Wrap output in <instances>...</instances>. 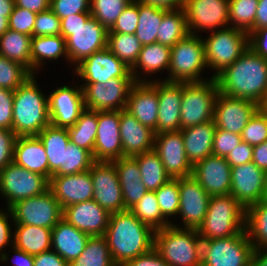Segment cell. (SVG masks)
<instances>
[{
	"mask_svg": "<svg viewBox=\"0 0 267 266\" xmlns=\"http://www.w3.org/2000/svg\"><path fill=\"white\" fill-rule=\"evenodd\" d=\"M49 189L62 209L93 199V182L89 170L70 175L51 176Z\"/></svg>",
	"mask_w": 267,
	"mask_h": 266,
	"instance_id": "obj_25",
	"label": "cell"
},
{
	"mask_svg": "<svg viewBox=\"0 0 267 266\" xmlns=\"http://www.w3.org/2000/svg\"><path fill=\"white\" fill-rule=\"evenodd\" d=\"M259 110L267 117V95L259 104Z\"/></svg>",
	"mask_w": 267,
	"mask_h": 266,
	"instance_id": "obj_72",
	"label": "cell"
},
{
	"mask_svg": "<svg viewBox=\"0 0 267 266\" xmlns=\"http://www.w3.org/2000/svg\"><path fill=\"white\" fill-rule=\"evenodd\" d=\"M153 150L158 154L171 178L192 175L193 166L187 159L181 131L155 134Z\"/></svg>",
	"mask_w": 267,
	"mask_h": 266,
	"instance_id": "obj_18",
	"label": "cell"
},
{
	"mask_svg": "<svg viewBox=\"0 0 267 266\" xmlns=\"http://www.w3.org/2000/svg\"><path fill=\"white\" fill-rule=\"evenodd\" d=\"M241 135L216 128L213 139L212 154L226 157L235 147L242 143Z\"/></svg>",
	"mask_w": 267,
	"mask_h": 266,
	"instance_id": "obj_55",
	"label": "cell"
},
{
	"mask_svg": "<svg viewBox=\"0 0 267 266\" xmlns=\"http://www.w3.org/2000/svg\"><path fill=\"white\" fill-rule=\"evenodd\" d=\"M31 75L21 64L0 55V88L15 91Z\"/></svg>",
	"mask_w": 267,
	"mask_h": 266,
	"instance_id": "obj_49",
	"label": "cell"
},
{
	"mask_svg": "<svg viewBox=\"0 0 267 266\" xmlns=\"http://www.w3.org/2000/svg\"><path fill=\"white\" fill-rule=\"evenodd\" d=\"M90 235L62 218L51 231V248L66 262L76 259L84 250Z\"/></svg>",
	"mask_w": 267,
	"mask_h": 266,
	"instance_id": "obj_29",
	"label": "cell"
},
{
	"mask_svg": "<svg viewBox=\"0 0 267 266\" xmlns=\"http://www.w3.org/2000/svg\"><path fill=\"white\" fill-rule=\"evenodd\" d=\"M62 86L52 91L48 97L50 122L56 127L69 128L85 110L83 90Z\"/></svg>",
	"mask_w": 267,
	"mask_h": 266,
	"instance_id": "obj_22",
	"label": "cell"
},
{
	"mask_svg": "<svg viewBox=\"0 0 267 266\" xmlns=\"http://www.w3.org/2000/svg\"><path fill=\"white\" fill-rule=\"evenodd\" d=\"M13 163L48 179V157L37 136H18L14 145Z\"/></svg>",
	"mask_w": 267,
	"mask_h": 266,
	"instance_id": "obj_31",
	"label": "cell"
},
{
	"mask_svg": "<svg viewBox=\"0 0 267 266\" xmlns=\"http://www.w3.org/2000/svg\"><path fill=\"white\" fill-rule=\"evenodd\" d=\"M33 266H69L57 252L48 250L40 254L34 255Z\"/></svg>",
	"mask_w": 267,
	"mask_h": 266,
	"instance_id": "obj_62",
	"label": "cell"
},
{
	"mask_svg": "<svg viewBox=\"0 0 267 266\" xmlns=\"http://www.w3.org/2000/svg\"><path fill=\"white\" fill-rule=\"evenodd\" d=\"M31 39L32 36L8 29L0 36V55L21 64L31 73Z\"/></svg>",
	"mask_w": 267,
	"mask_h": 266,
	"instance_id": "obj_36",
	"label": "cell"
},
{
	"mask_svg": "<svg viewBox=\"0 0 267 266\" xmlns=\"http://www.w3.org/2000/svg\"><path fill=\"white\" fill-rule=\"evenodd\" d=\"M179 211L184 228L198 227L203 223L208 209L210 196L192 176L178 178Z\"/></svg>",
	"mask_w": 267,
	"mask_h": 266,
	"instance_id": "obj_20",
	"label": "cell"
},
{
	"mask_svg": "<svg viewBox=\"0 0 267 266\" xmlns=\"http://www.w3.org/2000/svg\"><path fill=\"white\" fill-rule=\"evenodd\" d=\"M65 55L68 59L66 50V40L61 35L34 36L31 39V74L42 66V61L56 60ZM37 68V69H36Z\"/></svg>",
	"mask_w": 267,
	"mask_h": 266,
	"instance_id": "obj_37",
	"label": "cell"
},
{
	"mask_svg": "<svg viewBox=\"0 0 267 266\" xmlns=\"http://www.w3.org/2000/svg\"><path fill=\"white\" fill-rule=\"evenodd\" d=\"M253 251L245 230L227 238L202 240L201 266H251Z\"/></svg>",
	"mask_w": 267,
	"mask_h": 266,
	"instance_id": "obj_9",
	"label": "cell"
},
{
	"mask_svg": "<svg viewBox=\"0 0 267 266\" xmlns=\"http://www.w3.org/2000/svg\"><path fill=\"white\" fill-rule=\"evenodd\" d=\"M52 35H61V20L49 8L45 11L37 13L33 29V37Z\"/></svg>",
	"mask_w": 267,
	"mask_h": 266,
	"instance_id": "obj_52",
	"label": "cell"
},
{
	"mask_svg": "<svg viewBox=\"0 0 267 266\" xmlns=\"http://www.w3.org/2000/svg\"><path fill=\"white\" fill-rule=\"evenodd\" d=\"M91 0H50V9L60 18L90 12Z\"/></svg>",
	"mask_w": 267,
	"mask_h": 266,
	"instance_id": "obj_56",
	"label": "cell"
},
{
	"mask_svg": "<svg viewBox=\"0 0 267 266\" xmlns=\"http://www.w3.org/2000/svg\"><path fill=\"white\" fill-rule=\"evenodd\" d=\"M171 58V47L162 45L161 43H153L143 45L139 53L135 65L130 69L136 82H145L137 75L136 68L142 69L141 71L150 73H157L164 69H169ZM139 76V77H137Z\"/></svg>",
	"mask_w": 267,
	"mask_h": 266,
	"instance_id": "obj_35",
	"label": "cell"
},
{
	"mask_svg": "<svg viewBox=\"0 0 267 266\" xmlns=\"http://www.w3.org/2000/svg\"><path fill=\"white\" fill-rule=\"evenodd\" d=\"M14 91L0 88V129L12 130Z\"/></svg>",
	"mask_w": 267,
	"mask_h": 266,
	"instance_id": "obj_57",
	"label": "cell"
},
{
	"mask_svg": "<svg viewBox=\"0 0 267 266\" xmlns=\"http://www.w3.org/2000/svg\"><path fill=\"white\" fill-rule=\"evenodd\" d=\"M142 46L135 34L108 32L107 48L130 69L135 65Z\"/></svg>",
	"mask_w": 267,
	"mask_h": 266,
	"instance_id": "obj_44",
	"label": "cell"
},
{
	"mask_svg": "<svg viewBox=\"0 0 267 266\" xmlns=\"http://www.w3.org/2000/svg\"><path fill=\"white\" fill-rule=\"evenodd\" d=\"M183 8L189 34L229 26V0H186Z\"/></svg>",
	"mask_w": 267,
	"mask_h": 266,
	"instance_id": "obj_16",
	"label": "cell"
},
{
	"mask_svg": "<svg viewBox=\"0 0 267 266\" xmlns=\"http://www.w3.org/2000/svg\"><path fill=\"white\" fill-rule=\"evenodd\" d=\"M89 171L93 182V199L110 214L126 210L114 163L95 161Z\"/></svg>",
	"mask_w": 267,
	"mask_h": 266,
	"instance_id": "obj_14",
	"label": "cell"
},
{
	"mask_svg": "<svg viewBox=\"0 0 267 266\" xmlns=\"http://www.w3.org/2000/svg\"><path fill=\"white\" fill-rule=\"evenodd\" d=\"M141 222L149 225L154 231L171 225L162 215L155 191H148L129 209Z\"/></svg>",
	"mask_w": 267,
	"mask_h": 266,
	"instance_id": "obj_45",
	"label": "cell"
},
{
	"mask_svg": "<svg viewBox=\"0 0 267 266\" xmlns=\"http://www.w3.org/2000/svg\"><path fill=\"white\" fill-rule=\"evenodd\" d=\"M14 5V0H0V14H3L9 18Z\"/></svg>",
	"mask_w": 267,
	"mask_h": 266,
	"instance_id": "obj_70",
	"label": "cell"
},
{
	"mask_svg": "<svg viewBox=\"0 0 267 266\" xmlns=\"http://www.w3.org/2000/svg\"><path fill=\"white\" fill-rule=\"evenodd\" d=\"M141 173V181L148 191H156L171 177L166 173L158 154L152 150L133 156Z\"/></svg>",
	"mask_w": 267,
	"mask_h": 266,
	"instance_id": "obj_40",
	"label": "cell"
},
{
	"mask_svg": "<svg viewBox=\"0 0 267 266\" xmlns=\"http://www.w3.org/2000/svg\"><path fill=\"white\" fill-rule=\"evenodd\" d=\"M112 162L122 189L124 208L129 210L148 190L141 181L140 169L134 157L124 156Z\"/></svg>",
	"mask_w": 267,
	"mask_h": 266,
	"instance_id": "obj_30",
	"label": "cell"
},
{
	"mask_svg": "<svg viewBox=\"0 0 267 266\" xmlns=\"http://www.w3.org/2000/svg\"><path fill=\"white\" fill-rule=\"evenodd\" d=\"M215 78L220 93L259 105L267 95V59L248 47Z\"/></svg>",
	"mask_w": 267,
	"mask_h": 266,
	"instance_id": "obj_1",
	"label": "cell"
},
{
	"mask_svg": "<svg viewBox=\"0 0 267 266\" xmlns=\"http://www.w3.org/2000/svg\"><path fill=\"white\" fill-rule=\"evenodd\" d=\"M245 209L265 199V172L253 162L231 167V190Z\"/></svg>",
	"mask_w": 267,
	"mask_h": 266,
	"instance_id": "obj_19",
	"label": "cell"
},
{
	"mask_svg": "<svg viewBox=\"0 0 267 266\" xmlns=\"http://www.w3.org/2000/svg\"><path fill=\"white\" fill-rule=\"evenodd\" d=\"M132 0H91V16L110 30Z\"/></svg>",
	"mask_w": 267,
	"mask_h": 266,
	"instance_id": "obj_48",
	"label": "cell"
},
{
	"mask_svg": "<svg viewBox=\"0 0 267 266\" xmlns=\"http://www.w3.org/2000/svg\"><path fill=\"white\" fill-rule=\"evenodd\" d=\"M9 209L15 224L52 229L63 218V209L50 189L38 196L19 200Z\"/></svg>",
	"mask_w": 267,
	"mask_h": 266,
	"instance_id": "obj_11",
	"label": "cell"
},
{
	"mask_svg": "<svg viewBox=\"0 0 267 266\" xmlns=\"http://www.w3.org/2000/svg\"><path fill=\"white\" fill-rule=\"evenodd\" d=\"M134 78H112L106 83L80 85L83 90L84 106L93 111H115L126 108Z\"/></svg>",
	"mask_w": 267,
	"mask_h": 266,
	"instance_id": "obj_13",
	"label": "cell"
},
{
	"mask_svg": "<svg viewBox=\"0 0 267 266\" xmlns=\"http://www.w3.org/2000/svg\"><path fill=\"white\" fill-rule=\"evenodd\" d=\"M37 137L44 145L48 157V180L63 166L64 149H67L70 137L67 128L52 124L44 128Z\"/></svg>",
	"mask_w": 267,
	"mask_h": 266,
	"instance_id": "obj_33",
	"label": "cell"
},
{
	"mask_svg": "<svg viewBox=\"0 0 267 266\" xmlns=\"http://www.w3.org/2000/svg\"><path fill=\"white\" fill-rule=\"evenodd\" d=\"M138 1L132 0L131 3L124 9L121 15L108 32L135 34L138 26Z\"/></svg>",
	"mask_w": 267,
	"mask_h": 266,
	"instance_id": "obj_54",
	"label": "cell"
},
{
	"mask_svg": "<svg viewBox=\"0 0 267 266\" xmlns=\"http://www.w3.org/2000/svg\"><path fill=\"white\" fill-rule=\"evenodd\" d=\"M189 34L184 8L169 9L164 15L157 33V43L173 47Z\"/></svg>",
	"mask_w": 267,
	"mask_h": 266,
	"instance_id": "obj_41",
	"label": "cell"
},
{
	"mask_svg": "<svg viewBox=\"0 0 267 266\" xmlns=\"http://www.w3.org/2000/svg\"><path fill=\"white\" fill-rule=\"evenodd\" d=\"M119 266H169V264L152 248L149 252L123 262Z\"/></svg>",
	"mask_w": 267,
	"mask_h": 266,
	"instance_id": "obj_60",
	"label": "cell"
},
{
	"mask_svg": "<svg viewBox=\"0 0 267 266\" xmlns=\"http://www.w3.org/2000/svg\"><path fill=\"white\" fill-rule=\"evenodd\" d=\"M167 11V9L159 8L150 4H144L138 1L139 19L135 36L142 45L157 42L158 29L163 20V15Z\"/></svg>",
	"mask_w": 267,
	"mask_h": 266,
	"instance_id": "obj_39",
	"label": "cell"
},
{
	"mask_svg": "<svg viewBox=\"0 0 267 266\" xmlns=\"http://www.w3.org/2000/svg\"><path fill=\"white\" fill-rule=\"evenodd\" d=\"M265 199L267 200V171L265 172Z\"/></svg>",
	"mask_w": 267,
	"mask_h": 266,
	"instance_id": "obj_73",
	"label": "cell"
},
{
	"mask_svg": "<svg viewBox=\"0 0 267 266\" xmlns=\"http://www.w3.org/2000/svg\"><path fill=\"white\" fill-rule=\"evenodd\" d=\"M257 7L258 0H229V23L249 35L253 32Z\"/></svg>",
	"mask_w": 267,
	"mask_h": 266,
	"instance_id": "obj_47",
	"label": "cell"
},
{
	"mask_svg": "<svg viewBox=\"0 0 267 266\" xmlns=\"http://www.w3.org/2000/svg\"><path fill=\"white\" fill-rule=\"evenodd\" d=\"M246 209L231 194L211 196L203 223L197 231L202 240L227 238L245 230Z\"/></svg>",
	"mask_w": 267,
	"mask_h": 266,
	"instance_id": "obj_6",
	"label": "cell"
},
{
	"mask_svg": "<svg viewBox=\"0 0 267 266\" xmlns=\"http://www.w3.org/2000/svg\"><path fill=\"white\" fill-rule=\"evenodd\" d=\"M192 176L210 197L230 194L231 166L225 157L211 154L193 166Z\"/></svg>",
	"mask_w": 267,
	"mask_h": 266,
	"instance_id": "obj_24",
	"label": "cell"
},
{
	"mask_svg": "<svg viewBox=\"0 0 267 266\" xmlns=\"http://www.w3.org/2000/svg\"><path fill=\"white\" fill-rule=\"evenodd\" d=\"M267 27V0H258L253 31Z\"/></svg>",
	"mask_w": 267,
	"mask_h": 266,
	"instance_id": "obj_66",
	"label": "cell"
},
{
	"mask_svg": "<svg viewBox=\"0 0 267 266\" xmlns=\"http://www.w3.org/2000/svg\"><path fill=\"white\" fill-rule=\"evenodd\" d=\"M245 231L254 249L267 248V200L246 209Z\"/></svg>",
	"mask_w": 267,
	"mask_h": 266,
	"instance_id": "obj_38",
	"label": "cell"
},
{
	"mask_svg": "<svg viewBox=\"0 0 267 266\" xmlns=\"http://www.w3.org/2000/svg\"><path fill=\"white\" fill-rule=\"evenodd\" d=\"M218 93L215 77L208 81L183 83L180 130L212 121Z\"/></svg>",
	"mask_w": 267,
	"mask_h": 266,
	"instance_id": "obj_8",
	"label": "cell"
},
{
	"mask_svg": "<svg viewBox=\"0 0 267 266\" xmlns=\"http://www.w3.org/2000/svg\"><path fill=\"white\" fill-rule=\"evenodd\" d=\"M207 66L203 39L188 34L171 47L169 77L164 81L190 83L206 81L200 74Z\"/></svg>",
	"mask_w": 267,
	"mask_h": 266,
	"instance_id": "obj_7",
	"label": "cell"
},
{
	"mask_svg": "<svg viewBox=\"0 0 267 266\" xmlns=\"http://www.w3.org/2000/svg\"><path fill=\"white\" fill-rule=\"evenodd\" d=\"M67 130L72 143L88 150L93 155L98 130V111L85 109L75 124Z\"/></svg>",
	"mask_w": 267,
	"mask_h": 266,
	"instance_id": "obj_42",
	"label": "cell"
},
{
	"mask_svg": "<svg viewBox=\"0 0 267 266\" xmlns=\"http://www.w3.org/2000/svg\"><path fill=\"white\" fill-rule=\"evenodd\" d=\"M32 74L14 91L12 131L18 136H37L51 124L48 97L40 92Z\"/></svg>",
	"mask_w": 267,
	"mask_h": 266,
	"instance_id": "obj_4",
	"label": "cell"
},
{
	"mask_svg": "<svg viewBox=\"0 0 267 266\" xmlns=\"http://www.w3.org/2000/svg\"><path fill=\"white\" fill-rule=\"evenodd\" d=\"M75 72L87 81L86 84L106 83L112 78H134L130 68L107 47L84 59L76 66Z\"/></svg>",
	"mask_w": 267,
	"mask_h": 266,
	"instance_id": "obj_17",
	"label": "cell"
},
{
	"mask_svg": "<svg viewBox=\"0 0 267 266\" xmlns=\"http://www.w3.org/2000/svg\"><path fill=\"white\" fill-rule=\"evenodd\" d=\"M16 230L11 245L31 255L51 250V228L15 224Z\"/></svg>",
	"mask_w": 267,
	"mask_h": 266,
	"instance_id": "obj_34",
	"label": "cell"
},
{
	"mask_svg": "<svg viewBox=\"0 0 267 266\" xmlns=\"http://www.w3.org/2000/svg\"><path fill=\"white\" fill-rule=\"evenodd\" d=\"M120 137L123 157H133L154 149V131L141 124L125 109L120 110Z\"/></svg>",
	"mask_w": 267,
	"mask_h": 266,
	"instance_id": "obj_28",
	"label": "cell"
},
{
	"mask_svg": "<svg viewBox=\"0 0 267 266\" xmlns=\"http://www.w3.org/2000/svg\"><path fill=\"white\" fill-rule=\"evenodd\" d=\"M154 230L130 210L112 213L104 237L114 263H121L149 252L154 246Z\"/></svg>",
	"mask_w": 267,
	"mask_h": 266,
	"instance_id": "obj_2",
	"label": "cell"
},
{
	"mask_svg": "<svg viewBox=\"0 0 267 266\" xmlns=\"http://www.w3.org/2000/svg\"><path fill=\"white\" fill-rule=\"evenodd\" d=\"M263 250L264 253H263ZM251 266H267V248L266 249H254L252 254Z\"/></svg>",
	"mask_w": 267,
	"mask_h": 266,
	"instance_id": "obj_69",
	"label": "cell"
},
{
	"mask_svg": "<svg viewBox=\"0 0 267 266\" xmlns=\"http://www.w3.org/2000/svg\"><path fill=\"white\" fill-rule=\"evenodd\" d=\"M253 157V146L246 142L240 143L235 147L225 159L231 167L246 164L252 162Z\"/></svg>",
	"mask_w": 267,
	"mask_h": 266,
	"instance_id": "obj_59",
	"label": "cell"
},
{
	"mask_svg": "<svg viewBox=\"0 0 267 266\" xmlns=\"http://www.w3.org/2000/svg\"><path fill=\"white\" fill-rule=\"evenodd\" d=\"M9 29V19L3 14H0V36Z\"/></svg>",
	"mask_w": 267,
	"mask_h": 266,
	"instance_id": "obj_71",
	"label": "cell"
},
{
	"mask_svg": "<svg viewBox=\"0 0 267 266\" xmlns=\"http://www.w3.org/2000/svg\"><path fill=\"white\" fill-rule=\"evenodd\" d=\"M157 202L162 215L166 218L178 215L179 211V185L178 178H171L155 191Z\"/></svg>",
	"mask_w": 267,
	"mask_h": 266,
	"instance_id": "obj_50",
	"label": "cell"
},
{
	"mask_svg": "<svg viewBox=\"0 0 267 266\" xmlns=\"http://www.w3.org/2000/svg\"><path fill=\"white\" fill-rule=\"evenodd\" d=\"M110 215L94 199L69 205L63 209V218L90 236H104Z\"/></svg>",
	"mask_w": 267,
	"mask_h": 266,
	"instance_id": "obj_26",
	"label": "cell"
},
{
	"mask_svg": "<svg viewBox=\"0 0 267 266\" xmlns=\"http://www.w3.org/2000/svg\"><path fill=\"white\" fill-rule=\"evenodd\" d=\"M233 25L232 23L229 27L214 30L203 40L207 68L211 67L217 71L212 77H216L233 64L249 47L248 33L232 27Z\"/></svg>",
	"mask_w": 267,
	"mask_h": 266,
	"instance_id": "obj_10",
	"label": "cell"
},
{
	"mask_svg": "<svg viewBox=\"0 0 267 266\" xmlns=\"http://www.w3.org/2000/svg\"><path fill=\"white\" fill-rule=\"evenodd\" d=\"M259 105L251 100L218 93L214 103L213 121L218 129L241 135Z\"/></svg>",
	"mask_w": 267,
	"mask_h": 266,
	"instance_id": "obj_15",
	"label": "cell"
},
{
	"mask_svg": "<svg viewBox=\"0 0 267 266\" xmlns=\"http://www.w3.org/2000/svg\"><path fill=\"white\" fill-rule=\"evenodd\" d=\"M17 136L12 130L0 129V170L13 162Z\"/></svg>",
	"mask_w": 267,
	"mask_h": 266,
	"instance_id": "obj_58",
	"label": "cell"
},
{
	"mask_svg": "<svg viewBox=\"0 0 267 266\" xmlns=\"http://www.w3.org/2000/svg\"><path fill=\"white\" fill-rule=\"evenodd\" d=\"M60 20L69 62L77 66L107 47L108 30L91 16V12L72 14Z\"/></svg>",
	"mask_w": 267,
	"mask_h": 266,
	"instance_id": "obj_3",
	"label": "cell"
},
{
	"mask_svg": "<svg viewBox=\"0 0 267 266\" xmlns=\"http://www.w3.org/2000/svg\"><path fill=\"white\" fill-rule=\"evenodd\" d=\"M158 81L136 82L130 90L125 110L157 134Z\"/></svg>",
	"mask_w": 267,
	"mask_h": 266,
	"instance_id": "obj_23",
	"label": "cell"
},
{
	"mask_svg": "<svg viewBox=\"0 0 267 266\" xmlns=\"http://www.w3.org/2000/svg\"><path fill=\"white\" fill-rule=\"evenodd\" d=\"M49 189V180L13 162L0 170V193L7 199L8 208L15 202L38 196Z\"/></svg>",
	"mask_w": 267,
	"mask_h": 266,
	"instance_id": "obj_12",
	"label": "cell"
},
{
	"mask_svg": "<svg viewBox=\"0 0 267 266\" xmlns=\"http://www.w3.org/2000/svg\"><path fill=\"white\" fill-rule=\"evenodd\" d=\"M248 45L256 54L267 59V27L251 32L248 35Z\"/></svg>",
	"mask_w": 267,
	"mask_h": 266,
	"instance_id": "obj_61",
	"label": "cell"
},
{
	"mask_svg": "<svg viewBox=\"0 0 267 266\" xmlns=\"http://www.w3.org/2000/svg\"><path fill=\"white\" fill-rule=\"evenodd\" d=\"M69 266H117L104 236H90L83 252Z\"/></svg>",
	"mask_w": 267,
	"mask_h": 266,
	"instance_id": "obj_43",
	"label": "cell"
},
{
	"mask_svg": "<svg viewBox=\"0 0 267 266\" xmlns=\"http://www.w3.org/2000/svg\"><path fill=\"white\" fill-rule=\"evenodd\" d=\"M7 209L9 212L7 215L4 211H0V253L2 252L1 250L9 244L12 237L11 226L8 222V216L12 215V213L9 208Z\"/></svg>",
	"mask_w": 267,
	"mask_h": 266,
	"instance_id": "obj_63",
	"label": "cell"
},
{
	"mask_svg": "<svg viewBox=\"0 0 267 266\" xmlns=\"http://www.w3.org/2000/svg\"><path fill=\"white\" fill-rule=\"evenodd\" d=\"M180 131L187 159L192 166L212 154L213 139L216 132L213 120Z\"/></svg>",
	"mask_w": 267,
	"mask_h": 266,
	"instance_id": "obj_32",
	"label": "cell"
},
{
	"mask_svg": "<svg viewBox=\"0 0 267 266\" xmlns=\"http://www.w3.org/2000/svg\"><path fill=\"white\" fill-rule=\"evenodd\" d=\"M144 4H150L164 9H179L183 8L186 0H137Z\"/></svg>",
	"mask_w": 267,
	"mask_h": 266,
	"instance_id": "obj_67",
	"label": "cell"
},
{
	"mask_svg": "<svg viewBox=\"0 0 267 266\" xmlns=\"http://www.w3.org/2000/svg\"><path fill=\"white\" fill-rule=\"evenodd\" d=\"M182 94L183 83L158 82L159 109L157 134L161 132L180 131Z\"/></svg>",
	"mask_w": 267,
	"mask_h": 266,
	"instance_id": "obj_27",
	"label": "cell"
},
{
	"mask_svg": "<svg viewBox=\"0 0 267 266\" xmlns=\"http://www.w3.org/2000/svg\"><path fill=\"white\" fill-rule=\"evenodd\" d=\"M252 162L264 172L267 171V140L253 146Z\"/></svg>",
	"mask_w": 267,
	"mask_h": 266,
	"instance_id": "obj_64",
	"label": "cell"
},
{
	"mask_svg": "<svg viewBox=\"0 0 267 266\" xmlns=\"http://www.w3.org/2000/svg\"><path fill=\"white\" fill-rule=\"evenodd\" d=\"M15 6L40 13L50 8V0H14Z\"/></svg>",
	"mask_w": 267,
	"mask_h": 266,
	"instance_id": "obj_65",
	"label": "cell"
},
{
	"mask_svg": "<svg viewBox=\"0 0 267 266\" xmlns=\"http://www.w3.org/2000/svg\"><path fill=\"white\" fill-rule=\"evenodd\" d=\"M93 155L71 141L67 149H64L63 166L52 176L76 174L90 170L94 163Z\"/></svg>",
	"mask_w": 267,
	"mask_h": 266,
	"instance_id": "obj_46",
	"label": "cell"
},
{
	"mask_svg": "<svg viewBox=\"0 0 267 266\" xmlns=\"http://www.w3.org/2000/svg\"><path fill=\"white\" fill-rule=\"evenodd\" d=\"M123 157L120 137V110L98 111L94 161L112 162Z\"/></svg>",
	"mask_w": 267,
	"mask_h": 266,
	"instance_id": "obj_21",
	"label": "cell"
},
{
	"mask_svg": "<svg viewBox=\"0 0 267 266\" xmlns=\"http://www.w3.org/2000/svg\"><path fill=\"white\" fill-rule=\"evenodd\" d=\"M201 243L194 228L171 224L154 232L153 248L169 266H201Z\"/></svg>",
	"mask_w": 267,
	"mask_h": 266,
	"instance_id": "obj_5",
	"label": "cell"
},
{
	"mask_svg": "<svg viewBox=\"0 0 267 266\" xmlns=\"http://www.w3.org/2000/svg\"><path fill=\"white\" fill-rule=\"evenodd\" d=\"M13 251L16 256V261L14 266H33L34 265V255L28 254L15 246H13Z\"/></svg>",
	"mask_w": 267,
	"mask_h": 266,
	"instance_id": "obj_68",
	"label": "cell"
},
{
	"mask_svg": "<svg viewBox=\"0 0 267 266\" xmlns=\"http://www.w3.org/2000/svg\"><path fill=\"white\" fill-rule=\"evenodd\" d=\"M37 14L22 7H13L9 16V29L33 37V29Z\"/></svg>",
	"mask_w": 267,
	"mask_h": 266,
	"instance_id": "obj_53",
	"label": "cell"
},
{
	"mask_svg": "<svg viewBox=\"0 0 267 266\" xmlns=\"http://www.w3.org/2000/svg\"><path fill=\"white\" fill-rule=\"evenodd\" d=\"M242 141L256 146L267 140V117L258 109L241 134Z\"/></svg>",
	"mask_w": 267,
	"mask_h": 266,
	"instance_id": "obj_51",
	"label": "cell"
}]
</instances>
